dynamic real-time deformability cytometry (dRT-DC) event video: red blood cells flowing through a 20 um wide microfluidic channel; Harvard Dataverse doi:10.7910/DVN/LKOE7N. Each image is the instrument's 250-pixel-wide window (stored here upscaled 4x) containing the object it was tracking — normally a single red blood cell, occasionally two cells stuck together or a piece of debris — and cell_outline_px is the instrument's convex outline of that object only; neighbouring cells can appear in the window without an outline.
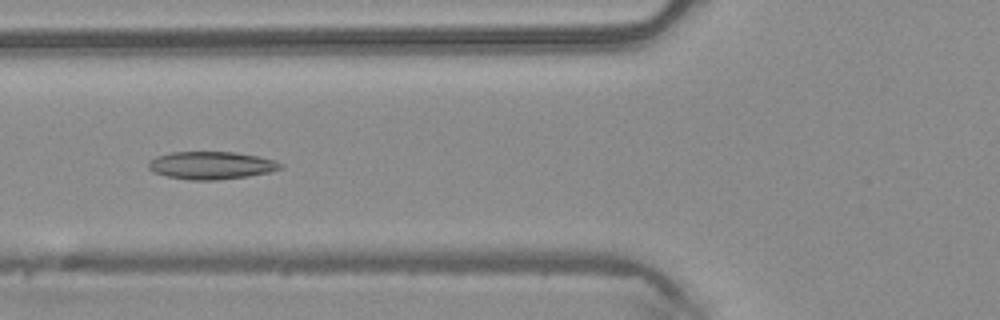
{"species": "common noctule bat (a hibernating species)", "species_latin": "Nyctalus noctula", "temperature_condition": "warm", "stored_images_in_passage": 5, "camera_frame_rate_fps": 3000, "um_per_image_px": 0.085, "animal": {"sex": "male", "body_mass_g": 20.4}, "frame": {"image": 1, "passage_image": 5, "time_ms": 1.333, "image_size_px": [1000, 320], "cell_outline_px": [[284, 168], [272, 172], [248, 176], [216, 180], [188, 180], [168, 176], [152, 172], [148, 168], [148, 160], [156, 156], [172, 152], [236, 152], [260, 156], [284, 164]], "centroid_in_image_um": [17.97, 14.05], "position_along_channel_um": 107.8, "area_um2": 21.56}}